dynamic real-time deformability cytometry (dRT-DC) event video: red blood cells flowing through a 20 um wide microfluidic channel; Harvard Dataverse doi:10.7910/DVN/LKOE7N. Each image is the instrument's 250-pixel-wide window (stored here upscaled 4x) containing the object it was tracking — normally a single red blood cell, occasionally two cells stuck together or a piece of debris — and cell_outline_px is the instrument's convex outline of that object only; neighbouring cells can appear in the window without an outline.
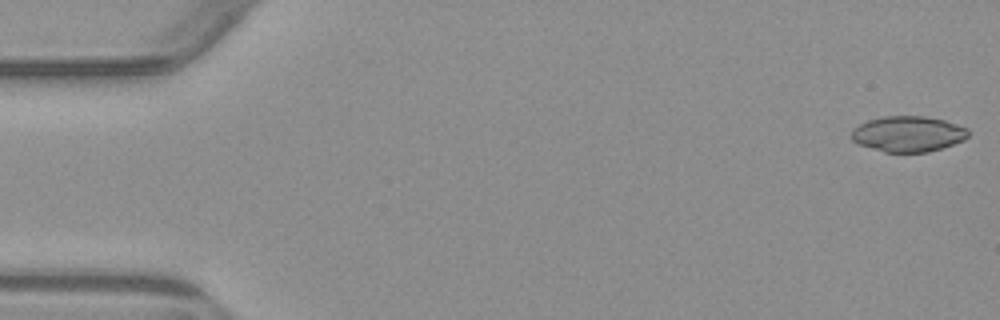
{"species": "common noctule bat (a hibernating species)", "species_latin": "Nyctalus noctula", "temperature_condition": "warm", "stored_images_in_passage": 6, "camera_frame_rate_fps": 3000, "um_per_image_px": 0.085, "animal": {"sex": "male", "body_mass_g": 23.1, "forearm_length_mm": 52.7}, "frame": {"image": 1, "passage_image": 1, "time_ms": 0.0, "image_size_px": [1000, 320], "cell_outline_px": [[968, 136], [964, 140], [928, 152], [884, 152], [860, 144], [852, 140], [852, 132], [860, 124], [868, 120], [884, 116], [924, 116], [944, 120], [968, 128]], "centroid_in_image_um": [77.21, 11.38], "position_along_channel_um": 7.8, "area_um2": 23.99}}
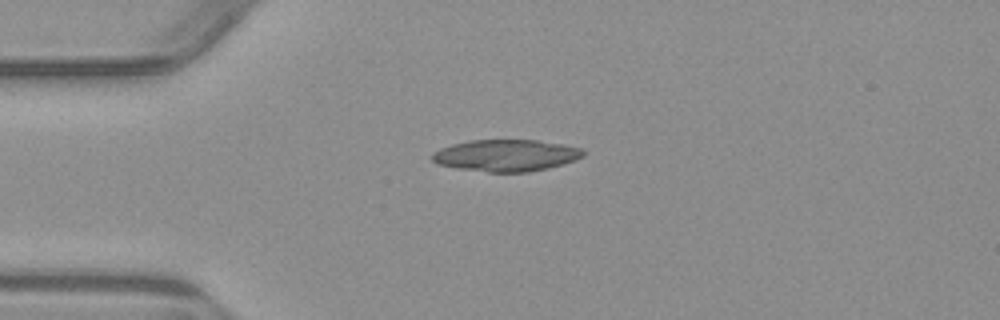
{"frame": {"image": 2, "passage_image": 4, "time_ms": 4.0, "image_size_px": [1000, 320], "cell_outline_px": [[584, 156], [576, 160], [548, 168], [528, 172], [488, 172], [456, 168], [436, 164], [432, 160], [432, 152], [440, 148], [452, 144], [468, 140], [536, 140], [564, 144], [580, 148], [584, 152]], "centroid_in_image_um": [42.99, 13.21], "position_along_channel_um": 42.0, "area_um2": 28.09}}